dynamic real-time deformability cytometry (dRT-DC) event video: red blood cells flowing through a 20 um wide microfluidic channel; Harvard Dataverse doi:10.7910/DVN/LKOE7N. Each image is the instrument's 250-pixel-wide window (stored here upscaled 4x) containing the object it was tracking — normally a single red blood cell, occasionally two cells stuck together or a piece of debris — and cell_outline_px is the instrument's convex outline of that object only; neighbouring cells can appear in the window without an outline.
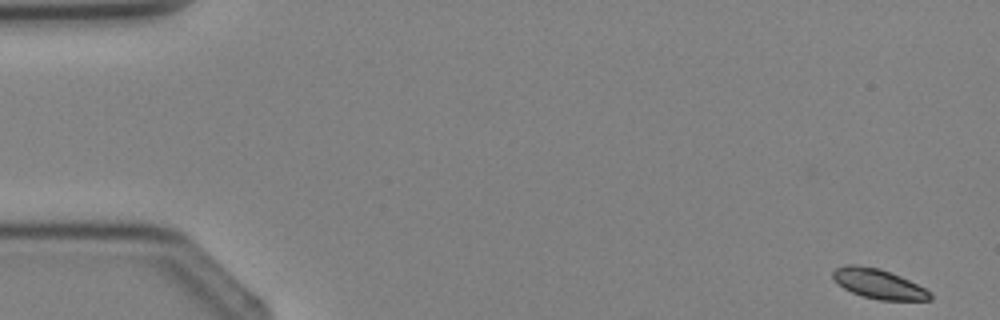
{"species": "Egyptian fruit bat (a non-hibernating species)", "species_latin": "Rousettus aegyptiacus", "temperature_condition": "cold", "stored_images_in_passage": 4, "camera_frame_rate_fps": 3000, "um_per_image_px": 0.085, "animal": {"sex": "female"}, "frame": {"image": 1, "passage_image": 1, "time_ms": 0.0, "image_size_px": [1000, 320], "cell_outline_px": [[932, 300], [880, 300], [864, 296], [852, 292], [844, 288], [832, 276], [832, 272], [836, 268], [844, 264], [856, 264], [880, 268], [900, 276], [932, 292]], "centroid_in_image_um": [74.68, 24.11], "position_along_channel_um": 10.3, "area_um2": 16.7}}